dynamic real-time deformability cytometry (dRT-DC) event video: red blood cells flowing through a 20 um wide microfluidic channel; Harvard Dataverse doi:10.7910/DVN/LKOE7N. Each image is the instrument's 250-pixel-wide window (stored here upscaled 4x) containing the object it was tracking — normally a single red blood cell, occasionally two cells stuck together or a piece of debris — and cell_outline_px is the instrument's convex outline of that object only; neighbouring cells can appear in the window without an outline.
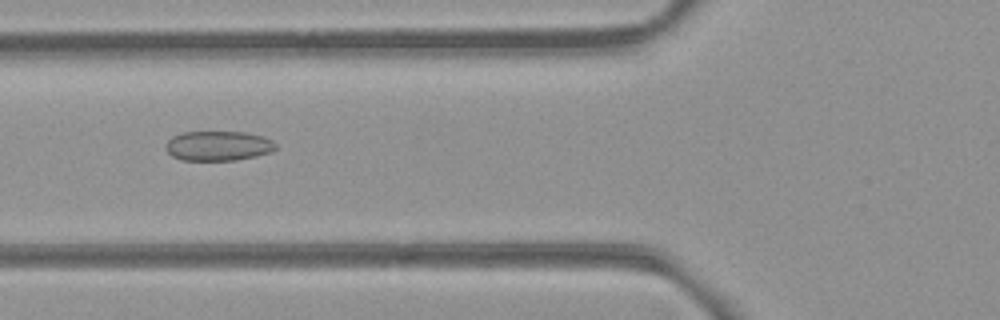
{"species": "common noctule bat (a hibernating species)", "species_latin": "Nyctalus noctula", "temperature_condition": "room temperature", "stored_images_in_passage": 52, "camera_frame_rate_fps": 3000, "um_per_image_px": 0.085, "animal": {"sex": "female", "body_mass_g": 21.9}, "frame": {"image": 1, "passage_image": 20, "time_ms": 6.333, "image_size_px": [1000, 320], "cell_outline_px": [[276, 148], [272, 152], [256, 156], [236, 160], [180, 160], [172, 156], [164, 148], [168, 140], [172, 136], [184, 132], [244, 132], [264, 136], [272, 140], [276, 144]], "centroid_in_image_um": [18.55, 12.4], "position_along_channel_um": 107.2, "area_um2": 19.19}}
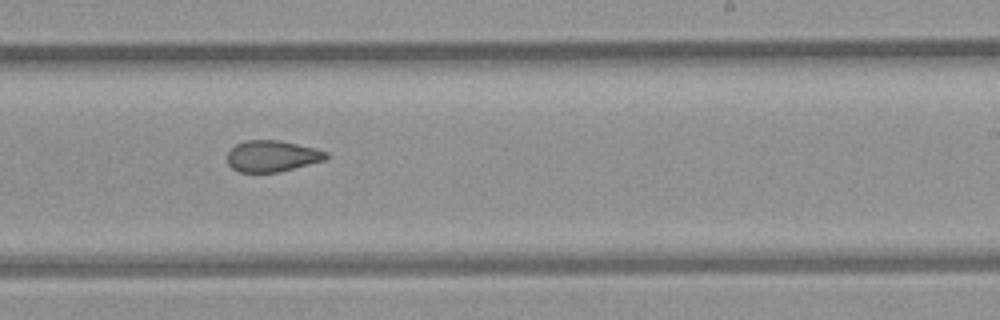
{"frame": {"image": 2, "passage_image": 32, "time_ms": 10.333, "image_size_px": [1000, 320], "cell_outline_px": [[328, 156], [324, 160], [276, 172], [240, 172], [232, 168], [228, 164], [228, 152], [236, 144], [244, 140], [276, 140], [316, 148], [328, 152]], "centroid_in_image_um": [23.11, 13.26], "position_along_channel_um": 265.9, "area_um2": 17.74}}
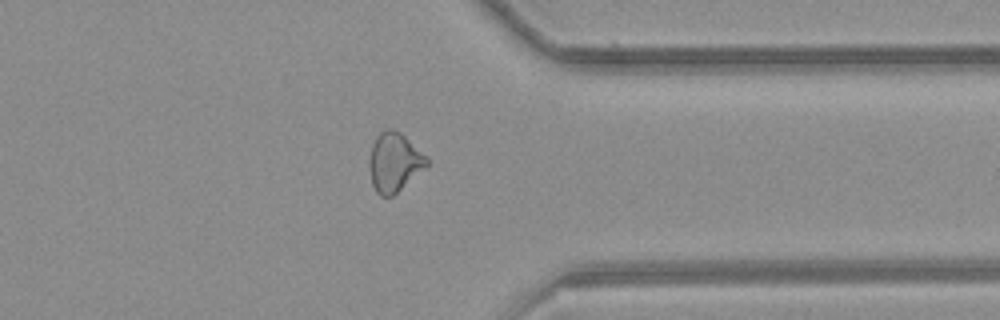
{"frame": {"image": 3, "passage_image": 41, "time_ms": 13.333, "image_size_px": [1000, 320], "cell_outline_px": [[428, 164], [392, 196], [380, 196], [376, 192], [372, 184], [368, 168], [368, 164], [372, 144], [376, 136], [384, 128], [392, 128], [400, 132], [428, 156]], "centroid_in_image_um": [33.48, 13.75], "position_along_channel_um": 377.9, "area_um2": 19.77}, "authors_computed_cell_mechanics": {"area_um2": 20.0277, "velocity_mm_per_s": 3.9632, "shape_relaxation_time_tau1_ms": null, "shape_relaxation_time_tau2_ms": 2.8461, "deformation_change_tau1": null, "deformation_change_tau2": 0.0787}}